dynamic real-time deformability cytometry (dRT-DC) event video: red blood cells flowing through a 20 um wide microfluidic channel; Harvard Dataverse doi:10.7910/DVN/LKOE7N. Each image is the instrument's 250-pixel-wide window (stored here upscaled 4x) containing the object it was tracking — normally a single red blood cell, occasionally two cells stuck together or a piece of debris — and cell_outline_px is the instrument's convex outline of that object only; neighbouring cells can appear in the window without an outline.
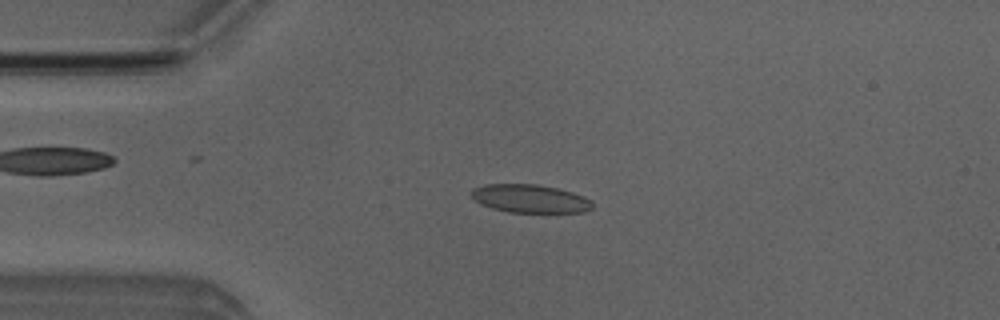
{"species": "Egyptian fruit bat (a non-hibernating species)", "species_latin": "Rousettus aegyptiacus", "temperature_condition": "room temperature", "stored_images_in_passage": 50, "camera_frame_rate_fps": 3000, "um_per_image_px": 0.085, "animal": {"sex": "male"}, "frame": {"image": 1, "passage_image": 11, "time_ms": 3.333, "image_size_px": [1000, 320], "cell_outline_px": [[592, 208], [584, 212], [508, 212], [492, 208], [480, 204], [472, 200], [468, 192], [472, 188], [484, 184], [536, 184], [556, 188], [572, 192], [584, 196], [592, 200]], "centroid_in_image_um": [44.98, 16.88], "position_along_channel_um": 40.0, "area_um2": 20.17}}
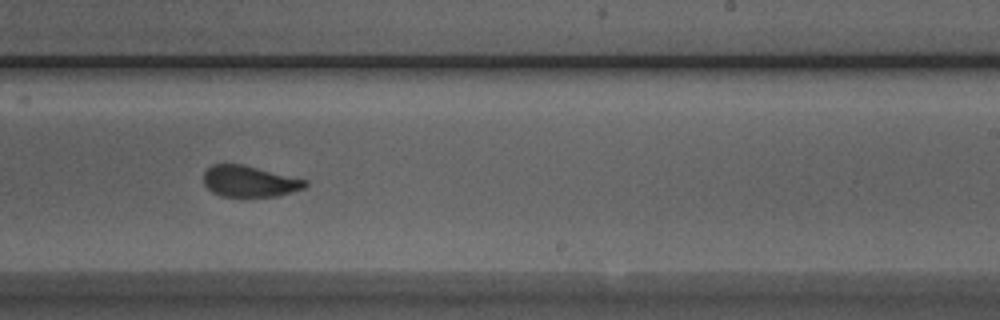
{"frame": {"image": 2, "passage_image": 30, "time_ms": 9.667, "image_size_px": [1000, 320], "cell_outline_px": [[308, 184], [304, 188], [292, 192], [276, 196], [220, 196], [212, 192], [204, 184], [204, 172], [212, 164], [244, 164], [308, 180]], "centroid_in_image_um": [21.22, 15.4], "position_along_channel_um": 267.8, "area_um2": 18.5}}
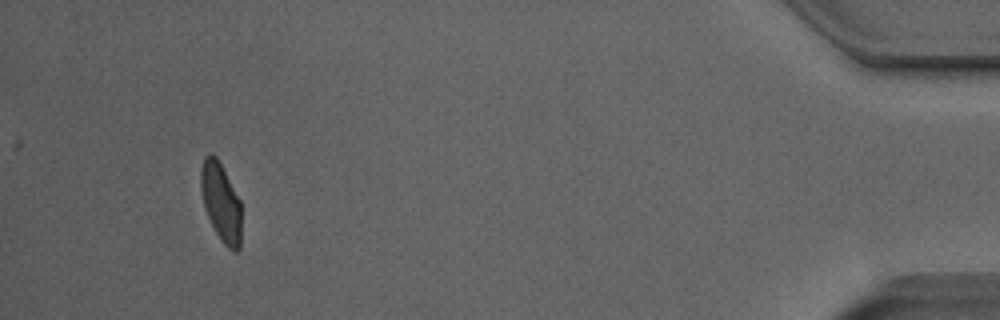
{"frame": {"image": 3, "passage_image": 47, "time_ms": 15.333, "image_size_px": [1000, 320], "cell_outline_px": [[240, 248], [236, 252], [232, 252], [220, 240], [208, 216], [204, 204], [200, 188], [200, 168], [204, 156], [208, 152], [212, 152], [216, 156], [240, 200]], "centroid_in_image_um": [18.76, 17.16], "position_along_channel_um": 416.4, "area_um2": 18.5}, "authors_computed_cell_mechanics": {"area_um2": 19.7965, "velocity_mm_per_s": 3.9804, "shape_relaxation_time_tau1_ms": 8.2215, "shape_relaxation_time_tau2_ms": 0.8074, "deformation_change_tau1": 0.1805, "deformation_change_tau2": 0.0659}}